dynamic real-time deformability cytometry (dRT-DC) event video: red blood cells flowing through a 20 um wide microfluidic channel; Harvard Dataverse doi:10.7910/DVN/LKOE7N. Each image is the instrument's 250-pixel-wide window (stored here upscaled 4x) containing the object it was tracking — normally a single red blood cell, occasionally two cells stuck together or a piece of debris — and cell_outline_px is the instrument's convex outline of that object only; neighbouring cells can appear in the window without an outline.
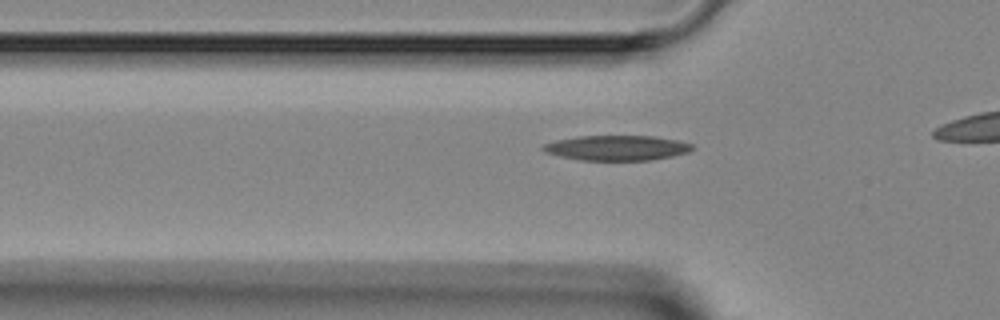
{"species": "Egyptian fruit bat (a non-hibernating species)", "species_latin": "Rousettus aegyptiacus", "temperature_condition": "room temperature", "stored_images_in_passage": 6, "camera_frame_rate_fps": 3000, "um_per_image_px": 0.085, "animal": {"sex": "female"}, "frame": {"image": 1, "passage_image": 5, "time_ms": 4.667, "image_size_px": [1000, 320], "cell_outline_px": [[692, 148], [688, 152], [672, 156], [648, 160], [580, 160], [560, 156], [544, 152], [540, 148], [544, 144], [556, 140], [576, 136], [656, 136], [676, 140], [692, 144]], "centroid_in_image_um": [52.38, 12.56], "position_along_channel_um": 73.4, "area_um2": 21.68}}